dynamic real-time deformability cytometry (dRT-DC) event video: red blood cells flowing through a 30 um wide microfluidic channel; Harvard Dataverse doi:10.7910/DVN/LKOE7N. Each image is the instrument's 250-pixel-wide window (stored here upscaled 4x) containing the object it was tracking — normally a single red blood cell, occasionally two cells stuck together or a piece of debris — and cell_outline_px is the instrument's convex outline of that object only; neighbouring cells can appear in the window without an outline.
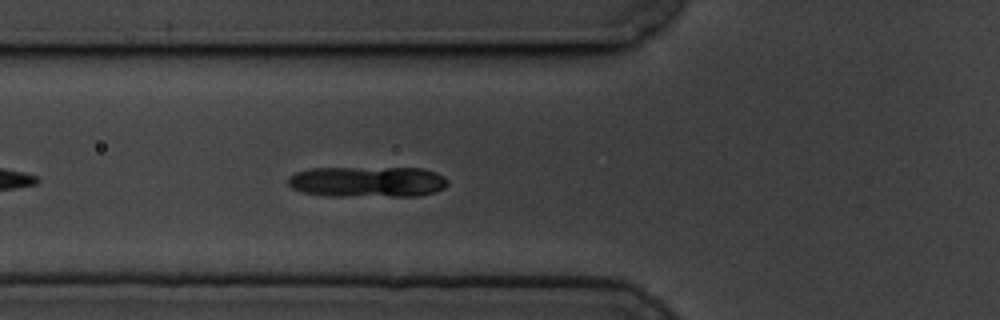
{"species": "common noctule bat (a hibernating species)", "species_latin": "Nyctalus noctula", "temperature_condition": "cold", "stored_images_in_passage": 44, "camera_frame_rate_fps": 3000, "um_per_image_px": 0.085, "animal": {"sex": "male", "body_mass_g": 19.5, "forearm_length_mm": 54.6}, "frame": {"image": 1, "passage_image": 7, "time_ms": 2.0, "image_size_px": [1000, 320], "cell_outline_px": [[448, 184], [444, 188], [436, 192], [420, 196], [328, 196], [300, 192], [292, 188], [288, 184], [288, 176], [296, 172], [312, 168], [424, 168], [436, 172], [444, 176], [448, 180]], "centroid_in_image_um": [31.26, 15.45], "position_along_channel_um": 94.5, "area_um2": 29.07}}
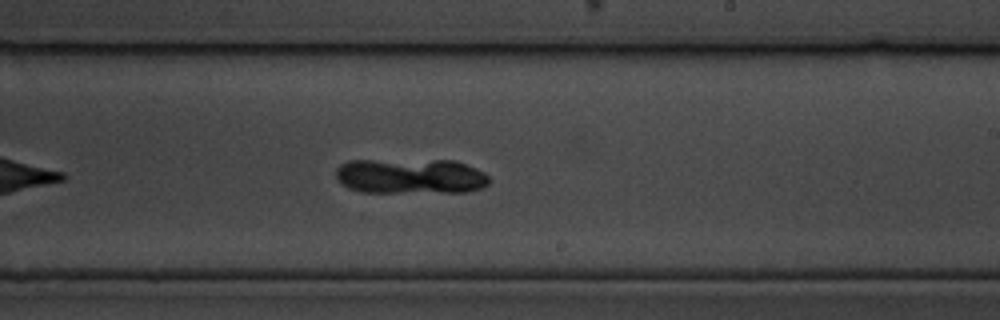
{"frame": {"image": 2, "passage_image": 21, "time_ms": 6.667, "image_size_px": [1000, 320], "cell_outline_px": [[488, 184], [480, 188], [468, 192], [360, 192], [348, 188], [340, 184], [336, 176], [336, 168], [340, 164], [348, 160], [452, 160], [476, 168], [484, 172], [488, 176]], "centroid_in_image_um": [34.85, 14.98], "position_along_channel_um": 254.2, "area_um2": 31.79}}
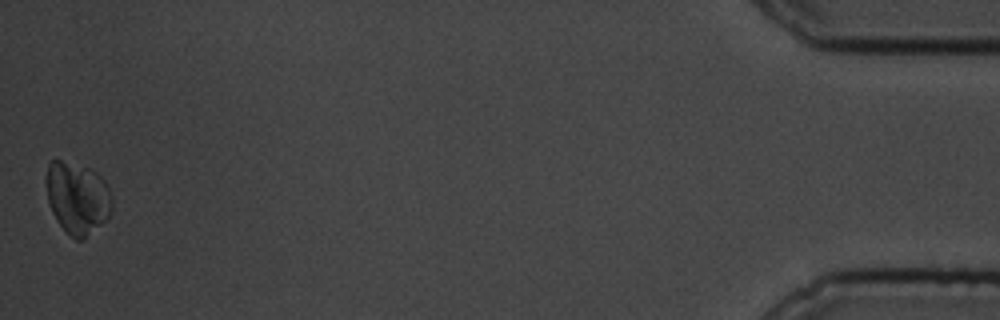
{"frame": {"image": 3, "passage_image": 44, "time_ms": 14.333, "image_size_px": [1000, 320], "cell_outline_px": [[112, 208], [108, 216], [84, 240], [76, 240], [56, 220], [52, 212], [48, 200], [44, 180], [48, 164], [52, 160], [60, 160], [92, 168], [104, 180], [108, 188], [112, 200]], "centroid_in_image_um": [6.55, 16.79], "position_along_channel_um": 428.6, "area_um2": 27.63}}